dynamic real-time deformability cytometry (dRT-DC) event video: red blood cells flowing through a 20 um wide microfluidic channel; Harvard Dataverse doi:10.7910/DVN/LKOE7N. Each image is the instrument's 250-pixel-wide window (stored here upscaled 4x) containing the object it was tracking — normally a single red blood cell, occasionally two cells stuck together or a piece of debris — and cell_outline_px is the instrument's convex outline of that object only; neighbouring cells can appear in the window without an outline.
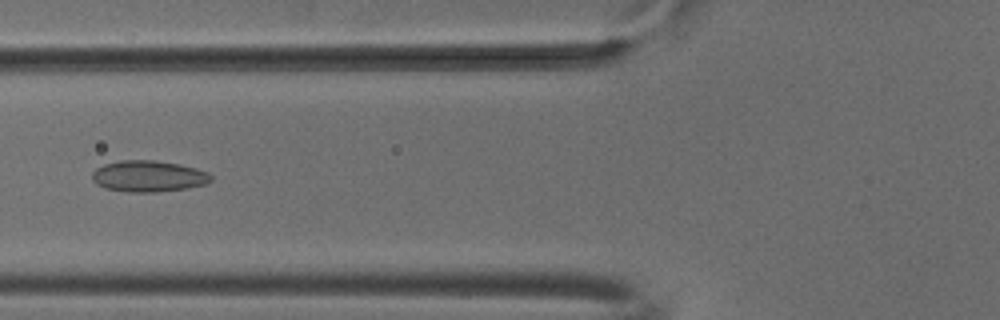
{"species": "common noctule bat (a hibernating species)", "species_latin": "Nyctalus noctula", "temperature_condition": "cold", "stored_images_in_passage": 6, "camera_frame_rate_fps": 3000, "um_per_image_px": 0.085, "animal": {"sex": "male", "body_mass_g": 18.8}, "frame": {"image": 1, "passage_image": 6, "time_ms": 1.667, "image_size_px": [1000, 320], "cell_outline_px": [[212, 180], [204, 184], [188, 188], [156, 192], [128, 192], [104, 188], [96, 184], [92, 180], [92, 172], [96, 168], [104, 164], [120, 160], [152, 160], [180, 164], [196, 168], [208, 172], [212, 176]], "centroid_in_image_um": [12.6, 14.98], "position_along_channel_um": 113.2, "area_um2": 21.79}}